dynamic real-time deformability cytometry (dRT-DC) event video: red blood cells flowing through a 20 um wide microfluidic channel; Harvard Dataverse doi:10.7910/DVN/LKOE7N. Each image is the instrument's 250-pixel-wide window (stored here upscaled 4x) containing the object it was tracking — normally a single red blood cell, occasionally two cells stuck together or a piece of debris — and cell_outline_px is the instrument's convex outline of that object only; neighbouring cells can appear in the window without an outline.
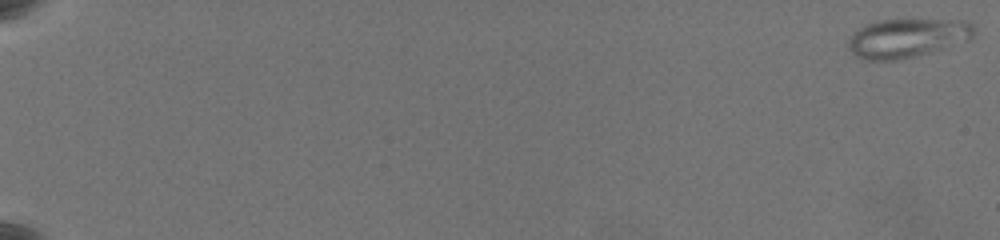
{"species": "common noctule bat (a hibernating species)", "species_latin": "Nyctalus noctula", "temperature_condition": "warm", "stored_images_in_passage": 10, "camera_frame_rate_fps": 3000, "um_per_image_px": 0.085, "animal": {"sex": "female", "body_mass_g": 19.5, "forearm_length_mm": 54.1}, "frame": {"image": 1, "passage_image": 1, "time_ms": 0.0, "image_size_px": [1000, 240], "cell_outline_px": [[976, 36], [972, 40], [928, 52], [896, 60], [864, 60], [856, 56], [848, 48], [848, 40], [860, 28], [868, 24], [880, 20], [956, 20], [972, 24], [976, 28]], "centroid_in_image_um": [77.15, 3.23], "position_along_channel_um": 7.8, "area_um2": 28.26}}